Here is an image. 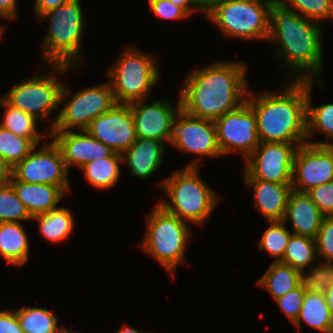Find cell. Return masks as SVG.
Listing matches in <instances>:
<instances>
[{"mask_svg":"<svg viewBox=\"0 0 333 333\" xmlns=\"http://www.w3.org/2000/svg\"><path fill=\"white\" fill-rule=\"evenodd\" d=\"M53 72L34 74L15 84L2 97L12 106L30 114L40 123H44L47 117L54 115L49 132L56 125L59 114L52 111L60 109V96L63 88V80L58 76L75 70V67L65 65H47ZM58 73V74H57Z\"/></svg>","mask_w":333,"mask_h":333,"instance_id":"cell-8","label":"cell"},{"mask_svg":"<svg viewBox=\"0 0 333 333\" xmlns=\"http://www.w3.org/2000/svg\"><path fill=\"white\" fill-rule=\"evenodd\" d=\"M223 0H192L195 11L208 17Z\"/></svg>","mask_w":333,"mask_h":333,"instance_id":"cell-44","label":"cell"},{"mask_svg":"<svg viewBox=\"0 0 333 333\" xmlns=\"http://www.w3.org/2000/svg\"><path fill=\"white\" fill-rule=\"evenodd\" d=\"M333 181V145L305 143L297 147L293 160L292 189L308 192Z\"/></svg>","mask_w":333,"mask_h":333,"instance_id":"cell-15","label":"cell"},{"mask_svg":"<svg viewBox=\"0 0 333 333\" xmlns=\"http://www.w3.org/2000/svg\"><path fill=\"white\" fill-rule=\"evenodd\" d=\"M307 193L325 216H333V181L316 186Z\"/></svg>","mask_w":333,"mask_h":333,"instance_id":"cell-40","label":"cell"},{"mask_svg":"<svg viewBox=\"0 0 333 333\" xmlns=\"http://www.w3.org/2000/svg\"><path fill=\"white\" fill-rule=\"evenodd\" d=\"M312 327L322 333H330L333 325V315L327 304L325 294L306 292L299 316L293 323L300 331L301 324Z\"/></svg>","mask_w":333,"mask_h":333,"instance_id":"cell-24","label":"cell"},{"mask_svg":"<svg viewBox=\"0 0 333 333\" xmlns=\"http://www.w3.org/2000/svg\"><path fill=\"white\" fill-rule=\"evenodd\" d=\"M73 212L67 207H59L47 213L32 217L31 221H38L42 236L50 242L61 243L74 231Z\"/></svg>","mask_w":333,"mask_h":333,"instance_id":"cell-26","label":"cell"},{"mask_svg":"<svg viewBox=\"0 0 333 333\" xmlns=\"http://www.w3.org/2000/svg\"><path fill=\"white\" fill-rule=\"evenodd\" d=\"M214 122L222 156L237 152L246 160L259 146L256 116L247 101Z\"/></svg>","mask_w":333,"mask_h":333,"instance_id":"cell-14","label":"cell"},{"mask_svg":"<svg viewBox=\"0 0 333 333\" xmlns=\"http://www.w3.org/2000/svg\"><path fill=\"white\" fill-rule=\"evenodd\" d=\"M285 80L276 93L248 92L260 142L307 143V80Z\"/></svg>","mask_w":333,"mask_h":333,"instance_id":"cell-3","label":"cell"},{"mask_svg":"<svg viewBox=\"0 0 333 333\" xmlns=\"http://www.w3.org/2000/svg\"><path fill=\"white\" fill-rule=\"evenodd\" d=\"M139 49L134 44L125 46L115 63L105 72L116 103L131 104L147 100L160 80L161 71L156 55Z\"/></svg>","mask_w":333,"mask_h":333,"instance_id":"cell-7","label":"cell"},{"mask_svg":"<svg viewBox=\"0 0 333 333\" xmlns=\"http://www.w3.org/2000/svg\"><path fill=\"white\" fill-rule=\"evenodd\" d=\"M70 0H34L33 14L38 19L42 14L55 9Z\"/></svg>","mask_w":333,"mask_h":333,"instance_id":"cell-42","label":"cell"},{"mask_svg":"<svg viewBox=\"0 0 333 333\" xmlns=\"http://www.w3.org/2000/svg\"><path fill=\"white\" fill-rule=\"evenodd\" d=\"M10 170L3 164L0 159V186L8 181Z\"/></svg>","mask_w":333,"mask_h":333,"instance_id":"cell-46","label":"cell"},{"mask_svg":"<svg viewBox=\"0 0 333 333\" xmlns=\"http://www.w3.org/2000/svg\"><path fill=\"white\" fill-rule=\"evenodd\" d=\"M66 84H63L60 96V106H65L58 109L59 116L52 131L85 130L96 117L116 104L109 80L77 90L72 95Z\"/></svg>","mask_w":333,"mask_h":333,"instance_id":"cell-10","label":"cell"},{"mask_svg":"<svg viewBox=\"0 0 333 333\" xmlns=\"http://www.w3.org/2000/svg\"><path fill=\"white\" fill-rule=\"evenodd\" d=\"M149 8L153 15L163 20H184L189 15L179 6L169 0H148Z\"/></svg>","mask_w":333,"mask_h":333,"instance_id":"cell-39","label":"cell"},{"mask_svg":"<svg viewBox=\"0 0 333 333\" xmlns=\"http://www.w3.org/2000/svg\"><path fill=\"white\" fill-rule=\"evenodd\" d=\"M305 143L260 142L245 160L243 179L292 183L293 160L297 147Z\"/></svg>","mask_w":333,"mask_h":333,"instance_id":"cell-13","label":"cell"},{"mask_svg":"<svg viewBox=\"0 0 333 333\" xmlns=\"http://www.w3.org/2000/svg\"><path fill=\"white\" fill-rule=\"evenodd\" d=\"M245 186L253 189V204L265 221H282L285 215L291 183H276L260 179H243Z\"/></svg>","mask_w":333,"mask_h":333,"instance_id":"cell-20","label":"cell"},{"mask_svg":"<svg viewBox=\"0 0 333 333\" xmlns=\"http://www.w3.org/2000/svg\"><path fill=\"white\" fill-rule=\"evenodd\" d=\"M38 146L40 145H36L11 169L10 174L19 181L59 186L68 193L72 186L68 178L69 171L59 147L52 139L39 149H37Z\"/></svg>","mask_w":333,"mask_h":333,"instance_id":"cell-11","label":"cell"},{"mask_svg":"<svg viewBox=\"0 0 333 333\" xmlns=\"http://www.w3.org/2000/svg\"><path fill=\"white\" fill-rule=\"evenodd\" d=\"M165 143L157 139L136 138V141L122 155L129 173L138 179H148L163 164Z\"/></svg>","mask_w":333,"mask_h":333,"instance_id":"cell-21","label":"cell"},{"mask_svg":"<svg viewBox=\"0 0 333 333\" xmlns=\"http://www.w3.org/2000/svg\"><path fill=\"white\" fill-rule=\"evenodd\" d=\"M199 171L197 167L174 170L158 184L170 201L162 199L157 204L187 223L202 226L211 217L221 196L203 181Z\"/></svg>","mask_w":333,"mask_h":333,"instance_id":"cell-5","label":"cell"},{"mask_svg":"<svg viewBox=\"0 0 333 333\" xmlns=\"http://www.w3.org/2000/svg\"><path fill=\"white\" fill-rule=\"evenodd\" d=\"M80 1L70 0L38 18L39 22L49 20L41 48L45 64L75 68L83 65L85 57L81 53V46L87 25Z\"/></svg>","mask_w":333,"mask_h":333,"instance_id":"cell-4","label":"cell"},{"mask_svg":"<svg viewBox=\"0 0 333 333\" xmlns=\"http://www.w3.org/2000/svg\"><path fill=\"white\" fill-rule=\"evenodd\" d=\"M172 146L197 157L183 167L199 168L203 157H222L215 122L193 117L182 109L176 114L173 123Z\"/></svg>","mask_w":333,"mask_h":333,"instance_id":"cell-12","label":"cell"},{"mask_svg":"<svg viewBox=\"0 0 333 333\" xmlns=\"http://www.w3.org/2000/svg\"><path fill=\"white\" fill-rule=\"evenodd\" d=\"M314 260L318 261L315 239L291 234L283 259L280 262L302 272L311 267Z\"/></svg>","mask_w":333,"mask_h":333,"instance_id":"cell-31","label":"cell"},{"mask_svg":"<svg viewBox=\"0 0 333 333\" xmlns=\"http://www.w3.org/2000/svg\"><path fill=\"white\" fill-rule=\"evenodd\" d=\"M301 283V272L299 270L285 263L275 261L257 280V285L265 288L273 299L283 296Z\"/></svg>","mask_w":333,"mask_h":333,"instance_id":"cell-28","label":"cell"},{"mask_svg":"<svg viewBox=\"0 0 333 333\" xmlns=\"http://www.w3.org/2000/svg\"><path fill=\"white\" fill-rule=\"evenodd\" d=\"M4 107V114L0 125L16 135L30 139L35 145H39L44 141L50 139L49 132L38 131V120L30 114L19 110L18 108L10 105L3 97L0 96V107ZM46 135V136H45Z\"/></svg>","mask_w":333,"mask_h":333,"instance_id":"cell-27","label":"cell"},{"mask_svg":"<svg viewBox=\"0 0 333 333\" xmlns=\"http://www.w3.org/2000/svg\"><path fill=\"white\" fill-rule=\"evenodd\" d=\"M17 12V0H0V19L14 21L17 18Z\"/></svg>","mask_w":333,"mask_h":333,"instance_id":"cell-43","label":"cell"},{"mask_svg":"<svg viewBox=\"0 0 333 333\" xmlns=\"http://www.w3.org/2000/svg\"><path fill=\"white\" fill-rule=\"evenodd\" d=\"M307 80V143L314 145H333V103L314 106L312 103L313 83ZM319 131V132H318ZM318 132L327 137L326 142L313 141L314 133ZM311 138V139H310ZM312 140V141H311ZM331 140V142L329 141Z\"/></svg>","mask_w":333,"mask_h":333,"instance_id":"cell-25","label":"cell"},{"mask_svg":"<svg viewBox=\"0 0 333 333\" xmlns=\"http://www.w3.org/2000/svg\"><path fill=\"white\" fill-rule=\"evenodd\" d=\"M4 26H3V24H2V26H1V24H0V38L4 35L3 33H4Z\"/></svg>","mask_w":333,"mask_h":333,"instance_id":"cell-50","label":"cell"},{"mask_svg":"<svg viewBox=\"0 0 333 333\" xmlns=\"http://www.w3.org/2000/svg\"><path fill=\"white\" fill-rule=\"evenodd\" d=\"M85 130L118 154H123L136 141L130 104L116 103L108 112L96 117Z\"/></svg>","mask_w":333,"mask_h":333,"instance_id":"cell-17","label":"cell"},{"mask_svg":"<svg viewBox=\"0 0 333 333\" xmlns=\"http://www.w3.org/2000/svg\"><path fill=\"white\" fill-rule=\"evenodd\" d=\"M32 217L7 181L0 186V223L31 221Z\"/></svg>","mask_w":333,"mask_h":333,"instance_id":"cell-34","label":"cell"},{"mask_svg":"<svg viewBox=\"0 0 333 333\" xmlns=\"http://www.w3.org/2000/svg\"><path fill=\"white\" fill-rule=\"evenodd\" d=\"M322 24L309 20L273 0L270 7V31L268 42L275 45L276 57L281 68L294 74L293 80L318 81L321 89L323 59ZM299 72V73H298Z\"/></svg>","mask_w":333,"mask_h":333,"instance_id":"cell-2","label":"cell"},{"mask_svg":"<svg viewBox=\"0 0 333 333\" xmlns=\"http://www.w3.org/2000/svg\"><path fill=\"white\" fill-rule=\"evenodd\" d=\"M49 134L59 147L68 171L74 165L81 168L86 163L110 157L114 153L86 130L51 131Z\"/></svg>","mask_w":333,"mask_h":333,"instance_id":"cell-18","label":"cell"},{"mask_svg":"<svg viewBox=\"0 0 333 333\" xmlns=\"http://www.w3.org/2000/svg\"><path fill=\"white\" fill-rule=\"evenodd\" d=\"M309 20L322 24L332 16V0H278ZM324 20V21H323Z\"/></svg>","mask_w":333,"mask_h":333,"instance_id":"cell-36","label":"cell"},{"mask_svg":"<svg viewBox=\"0 0 333 333\" xmlns=\"http://www.w3.org/2000/svg\"><path fill=\"white\" fill-rule=\"evenodd\" d=\"M35 146L30 139L16 135L0 125V159L9 170L22 161Z\"/></svg>","mask_w":333,"mask_h":333,"instance_id":"cell-32","label":"cell"},{"mask_svg":"<svg viewBox=\"0 0 333 333\" xmlns=\"http://www.w3.org/2000/svg\"><path fill=\"white\" fill-rule=\"evenodd\" d=\"M214 61L188 73L180 90L181 109L197 118L215 121L247 99V66L241 61Z\"/></svg>","mask_w":333,"mask_h":333,"instance_id":"cell-1","label":"cell"},{"mask_svg":"<svg viewBox=\"0 0 333 333\" xmlns=\"http://www.w3.org/2000/svg\"><path fill=\"white\" fill-rule=\"evenodd\" d=\"M116 333H145V332H140V330L136 329L135 327H132L129 324L127 325V324L123 323V325L120 327V329ZM150 333H153V332H150Z\"/></svg>","mask_w":333,"mask_h":333,"instance_id":"cell-47","label":"cell"},{"mask_svg":"<svg viewBox=\"0 0 333 333\" xmlns=\"http://www.w3.org/2000/svg\"><path fill=\"white\" fill-rule=\"evenodd\" d=\"M268 225L259 241V249L274 257L273 261L280 262L292 232L283 221H269Z\"/></svg>","mask_w":333,"mask_h":333,"instance_id":"cell-33","label":"cell"},{"mask_svg":"<svg viewBox=\"0 0 333 333\" xmlns=\"http://www.w3.org/2000/svg\"><path fill=\"white\" fill-rule=\"evenodd\" d=\"M308 269L305 270L307 272H301L304 290L306 292L326 294L328 287L333 283V262H320Z\"/></svg>","mask_w":333,"mask_h":333,"instance_id":"cell-35","label":"cell"},{"mask_svg":"<svg viewBox=\"0 0 333 333\" xmlns=\"http://www.w3.org/2000/svg\"><path fill=\"white\" fill-rule=\"evenodd\" d=\"M304 296L305 290L301 283L298 287L294 288L290 292L274 299L279 309L282 310V312L285 314V316H287L292 324L299 316Z\"/></svg>","mask_w":333,"mask_h":333,"instance_id":"cell-38","label":"cell"},{"mask_svg":"<svg viewBox=\"0 0 333 333\" xmlns=\"http://www.w3.org/2000/svg\"><path fill=\"white\" fill-rule=\"evenodd\" d=\"M0 333H24L15 310L0 311Z\"/></svg>","mask_w":333,"mask_h":333,"instance_id":"cell-41","label":"cell"},{"mask_svg":"<svg viewBox=\"0 0 333 333\" xmlns=\"http://www.w3.org/2000/svg\"><path fill=\"white\" fill-rule=\"evenodd\" d=\"M21 223H0V255L9 264L23 266L29 260V239Z\"/></svg>","mask_w":333,"mask_h":333,"instance_id":"cell-23","label":"cell"},{"mask_svg":"<svg viewBox=\"0 0 333 333\" xmlns=\"http://www.w3.org/2000/svg\"><path fill=\"white\" fill-rule=\"evenodd\" d=\"M169 1L173 2L175 5L182 8L189 16H191V14H195V9L192 0H169Z\"/></svg>","mask_w":333,"mask_h":333,"instance_id":"cell-45","label":"cell"},{"mask_svg":"<svg viewBox=\"0 0 333 333\" xmlns=\"http://www.w3.org/2000/svg\"><path fill=\"white\" fill-rule=\"evenodd\" d=\"M122 155L113 153L110 157L95 159L81 168L83 175L91 186L98 189H109L115 186L120 178Z\"/></svg>","mask_w":333,"mask_h":333,"instance_id":"cell-29","label":"cell"},{"mask_svg":"<svg viewBox=\"0 0 333 333\" xmlns=\"http://www.w3.org/2000/svg\"><path fill=\"white\" fill-rule=\"evenodd\" d=\"M15 312L24 333H58L63 328L57 315L46 308L23 306Z\"/></svg>","mask_w":333,"mask_h":333,"instance_id":"cell-30","label":"cell"},{"mask_svg":"<svg viewBox=\"0 0 333 333\" xmlns=\"http://www.w3.org/2000/svg\"><path fill=\"white\" fill-rule=\"evenodd\" d=\"M315 241L317 258L333 262V216L324 217Z\"/></svg>","mask_w":333,"mask_h":333,"instance_id":"cell-37","label":"cell"},{"mask_svg":"<svg viewBox=\"0 0 333 333\" xmlns=\"http://www.w3.org/2000/svg\"><path fill=\"white\" fill-rule=\"evenodd\" d=\"M324 217L307 192L291 190L282 221L291 224L292 234L315 239Z\"/></svg>","mask_w":333,"mask_h":333,"instance_id":"cell-19","label":"cell"},{"mask_svg":"<svg viewBox=\"0 0 333 333\" xmlns=\"http://www.w3.org/2000/svg\"><path fill=\"white\" fill-rule=\"evenodd\" d=\"M273 0H223L207 17L227 38L244 41L269 39Z\"/></svg>","mask_w":333,"mask_h":333,"instance_id":"cell-9","label":"cell"},{"mask_svg":"<svg viewBox=\"0 0 333 333\" xmlns=\"http://www.w3.org/2000/svg\"><path fill=\"white\" fill-rule=\"evenodd\" d=\"M333 23V0H332V16H331V19H330Z\"/></svg>","mask_w":333,"mask_h":333,"instance_id":"cell-51","label":"cell"},{"mask_svg":"<svg viewBox=\"0 0 333 333\" xmlns=\"http://www.w3.org/2000/svg\"><path fill=\"white\" fill-rule=\"evenodd\" d=\"M58 333H79L78 331H73V330H70V329H66V328H62Z\"/></svg>","mask_w":333,"mask_h":333,"instance_id":"cell-49","label":"cell"},{"mask_svg":"<svg viewBox=\"0 0 333 333\" xmlns=\"http://www.w3.org/2000/svg\"><path fill=\"white\" fill-rule=\"evenodd\" d=\"M165 100L136 101L130 104V110L135 123L136 138H148L171 143L173 123L176 114L181 109L180 97L177 103Z\"/></svg>","mask_w":333,"mask_h":333,"instance_id":"cell-16","label":"cell"},{"mask_svg":"<svg viewBox=\"0 0 333 333\" xmlns=\"http://www.w3.org/2000/svg\"><path fill=\"white\" fill-rule=\"evenodd\" d=\"M8 182L31 217L58 208L57 205L66 194L59 186L27 183L16 180L11 174Z\"/></svg>","mask_w":333,"mask_h":333,"instance_id":"cell-22","label":"cell"},{"mask_svg":"<svg viewBox=\"0 0 333 333\" xmlns=\"http://www.w3.org/2000/svg\"><path fill=\"white\" fill-rule=\"evenodd\" d=\"M146 217L147 232L138 246L174 277L185 262V249L192 236L189 223L156 203Z\"/></svg>","mask_w":333,"mask_h":333,"instance_id":"cell-6","label":"cell"},{"mask_svg":"<svg viewBox=\"0 0 333 333\" xmlns=\"http://www.w3.org/2000/svg\"><path fill=\"white\" fill-rule=\"evenodd\" d=\"M326 299H327V304L330 308V311L333 315V283L328 287L327 292H326Z\"/></svg>","mask_w":333,"mask_h":333,"instance_id":"cell-48","label":"cell"}]
</instances>
